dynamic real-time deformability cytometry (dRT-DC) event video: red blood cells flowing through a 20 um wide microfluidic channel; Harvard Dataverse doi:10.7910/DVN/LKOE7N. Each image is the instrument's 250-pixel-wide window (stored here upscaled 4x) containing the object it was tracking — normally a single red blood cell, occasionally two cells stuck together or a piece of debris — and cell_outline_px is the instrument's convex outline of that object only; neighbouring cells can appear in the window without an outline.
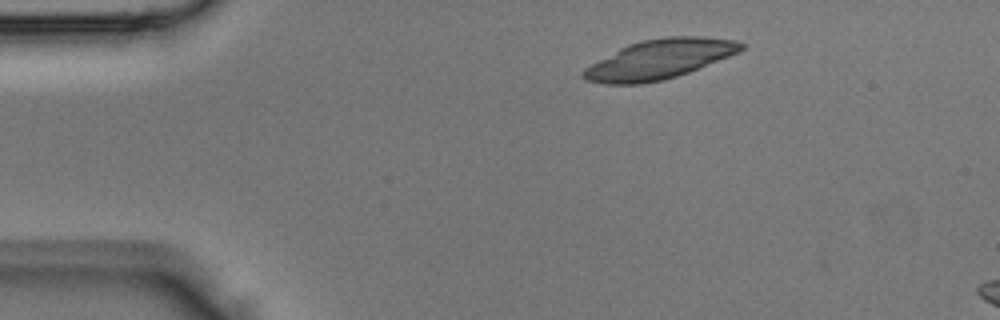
{"species": "Egyptian fruit bat (a non-hibernating species)", "species_latin": "Rousettus aegyptiacus", "temperature_condition": "room temperature", "stored_images_in_passage": 2, "camera_frame_rate_fps": 3000, "um_per_image_px": 0.085, "animal": {"sex": "male"}, "frame": {"image": 1, "passage_image": 1, "time_ms": 0.0, "image_size_px": [1000, 320], "cell_outline_px": [[744, 48], [740, 52], [688, 72], [664, 80], [640, 84], [604, 84], [584, 80], [580, 76], [580, 72], [584, 68], [620, 48], [628, 44], [640, 40], [664, 36], [704, 36], [736, 40], [744, 44]], "centroid_in_image_um": [56.03, 5.03], "position_along_channel_um": 29.0, "area_um2": 36.47}}